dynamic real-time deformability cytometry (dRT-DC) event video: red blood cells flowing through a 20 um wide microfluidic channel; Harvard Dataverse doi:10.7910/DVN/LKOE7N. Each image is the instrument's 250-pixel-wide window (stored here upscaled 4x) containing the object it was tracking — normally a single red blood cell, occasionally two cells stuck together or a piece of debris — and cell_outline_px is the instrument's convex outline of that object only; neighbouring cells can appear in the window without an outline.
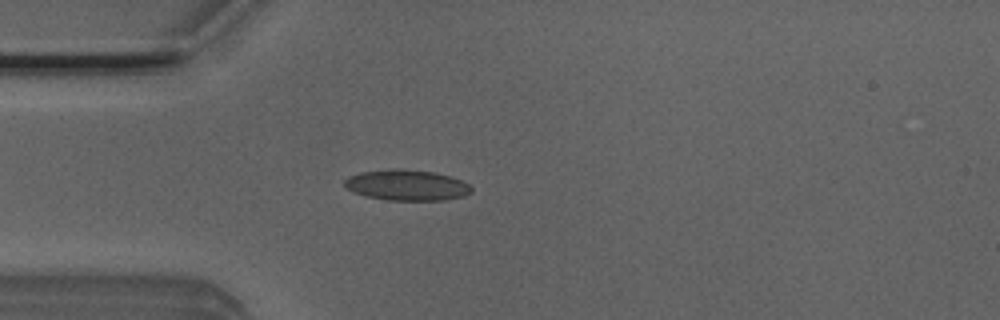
{"species": "Egyptian fruit bat (a non-hibernating species)", "species_latin": "Rousettus aegyptiacus", "temperature_condition": "room temperature", "stored_images_in_passage": 3, "camera_frame_rate_fps": 3000, "um_per_image_px": 0.085, "animal": {"sex": "male"}, "frame": {"image": 1, "passage_image": 3, "time_ms": 0.667, "image_size_px": [1000, 320], "cell_outline_px": [[472, 192], [464, 196], [444, 200], [384, 200], [352, 192], [344, 188], [344, 180], [348, 176], [360, 172], [392, 168], [396, 168], [432, 172], [452, 176], [468, 184], [472, 188]], "centroid_in_image_um": [34.54, 15.73], "position_along_channel_um": 50.5, "area_um2": 22.89}}